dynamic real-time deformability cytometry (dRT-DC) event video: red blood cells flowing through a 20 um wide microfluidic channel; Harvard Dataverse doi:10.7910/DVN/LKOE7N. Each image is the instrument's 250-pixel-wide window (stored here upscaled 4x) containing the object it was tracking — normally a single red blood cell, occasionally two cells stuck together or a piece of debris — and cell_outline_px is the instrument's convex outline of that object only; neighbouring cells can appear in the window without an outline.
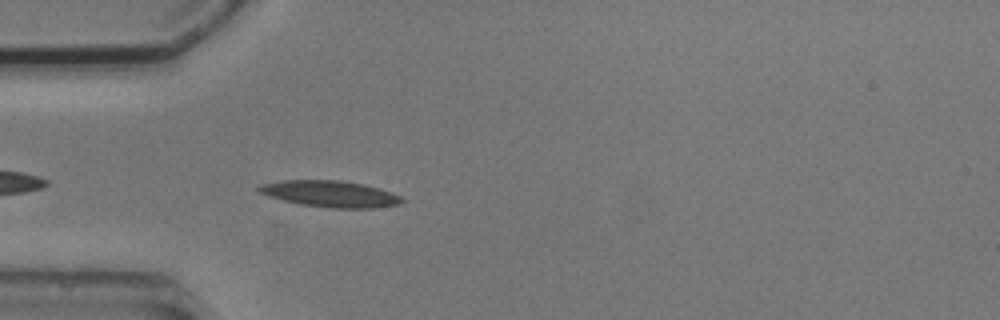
{"species": "common noctule bat (a hibernating species)", "species_latin": "Nyctalus noctula", "temperature_condition": "cold", "stored_images_in_passage": 4, "camera_frame_rate_fps": 3000, "um_per_image_px": 0.085, "animal": {"sex": "male", "body_mass_g": 20.5, "forearm_length_mm": 52.5}, "frame": {"image": 1, "passage_image": 4, "time_ms": 3.333, "image_size_px": [1000, 320], "cell_outline_px": [[404, 200], [396, 204], [372, 208], [332, 208], [300, 204], [268, 196], [260, 192], [256, 188], [260, 184], [284, 180], [340, 180], [364, 184], [392, 192], [400, 196]], "centroid_in_image_um": [28.04, 16.47], "position_along_channel_um": 57.0, "area_um2": 21.79}}